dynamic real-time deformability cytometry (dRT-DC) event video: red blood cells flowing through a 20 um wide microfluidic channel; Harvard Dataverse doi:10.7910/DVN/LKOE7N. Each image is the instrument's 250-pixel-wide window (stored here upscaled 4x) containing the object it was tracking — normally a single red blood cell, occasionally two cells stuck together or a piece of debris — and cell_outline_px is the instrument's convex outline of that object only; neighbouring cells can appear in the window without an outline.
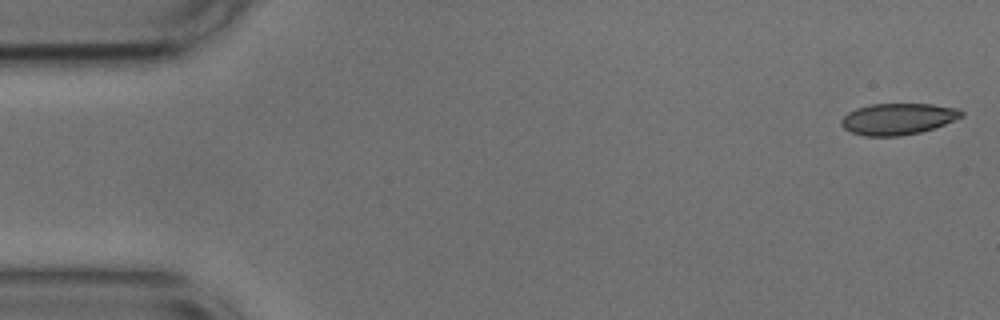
{"species": "common noctule bat (a hibernating species)", "species_latin": "Nyctalus noctula", "temperature_condition": "cold", "stored_images_in_passage": 53, "camera_frame_rate_fps": 3000, "um_per_image_px": 0.085, "animal": {"sex": "male", "body_mass_g": 17.9, "forearm_length_mm": 54.2}, "frame": {"image": 1, "passage_image": 1, "time_ms": 0.0, "image_size_px": [1000, 320], "cell_outline_px": [[964, 116], [944, 124], [920, 132], [900, 136], [864, 136], [852, 132], [844, 128], [840, 124], [840, 120], [848, 112], [856, 108], [872, 104], [932, 104], [960, 108], [964, 112]], "centroid_in_image_um": [76.33, 10.1], "position_along_channel_um": 8.7, "area_um2": 22.02}}
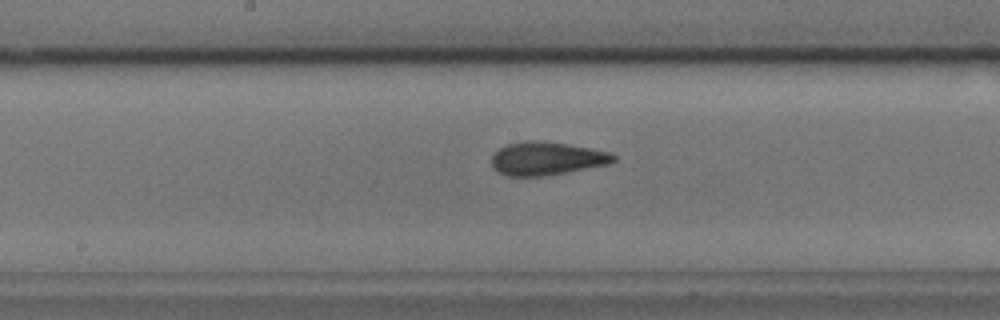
{"frame": {"image": 2, "passage_image": 26, "time_ms": 8.333, "image_size_px": [1000, 320], "cell_outline_px": [[616, 160], [608, 164], [568, 172], [544, 176], [504, 176], [496, 172], [492, 168], [492, 156], [504, 144], [524, 140], [536, 140], [568, 144], [608, 152], [616, 156]], "centroid_in_image_um": [46.4, 13.48], "position_along_channel_um": 201.8, "area_um2": 23.76}}
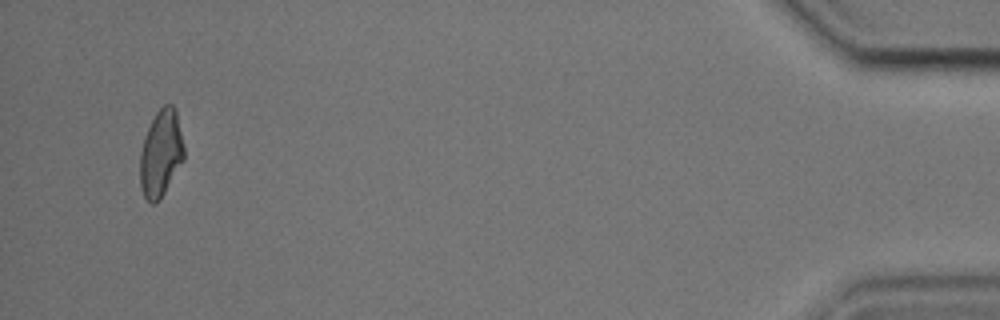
{"frame": {"image": 3, "passage_image": 50, "time_ms": 16.333, "image_size_px": [1000, 320], "cell_outline_px": [[184, 160], [160, 200], [156, 204], [152, 204], [144, 196], [140, 188], [140, 152], [144, 136], [156, 112], [164, 104], [172, 104], [176, 108], [184, 148]], "centroid_in_image_um": [13.68, 13.05], "position_along_channel_um": 421.5, "area_um2": 22.43}}